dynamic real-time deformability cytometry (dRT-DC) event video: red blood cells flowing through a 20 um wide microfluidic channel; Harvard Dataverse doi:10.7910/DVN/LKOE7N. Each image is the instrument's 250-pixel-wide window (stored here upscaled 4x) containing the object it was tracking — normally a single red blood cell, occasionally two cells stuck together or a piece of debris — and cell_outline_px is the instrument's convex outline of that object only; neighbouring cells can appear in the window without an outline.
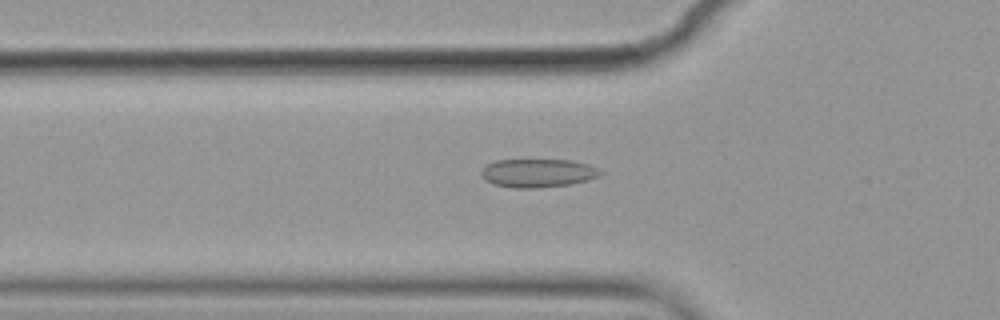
{"species": "common noctule bat (a hibernating species)", "species_latin": "Nyctalus noctula", "temperature_condition": "cold", "stored_images_in_passage": 55, "camera_frame_rate_fps": 3000, "um_per_image_px": 0.085, "animal": {"sex": "female", "body_mass_g": 19.9}, "frame": {"image": 1, "passage_image": 18, "time_ms": 5.667, "image_size_px": [1000, 320], "cell_outline_px": [[604, 172], [600, 176], [588, 180], [572, 184], [540, 188], [512, 188], [492, 184], [484, 180], [480, 176], [480, 172], [488, 164], [496, 160], [572, 160], [588, 164]], "centroid_in_image_um": [45.71, 14.72], "position_along_channel_um": 80.1, "area_um2": 20.0}}
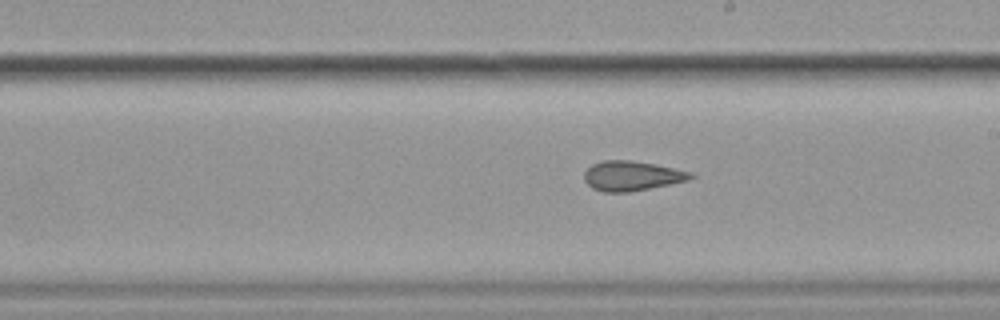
{"frame": {"image": 2, "passage_image": 31, "time_ms": 10.0, "image_size_px": [1000, 320], "cell_outline_px": [[696, 176], [688, 180], [628, 192], [604, 192], [592, 188], [584, 180], [584, 172], [592, 164], [604, 160], [632, 160], [692, 172]], "centroid_in_image_um": [53.67, 14.94], "position_along_channel_um": 235.3, "area_um2": 18.21}}
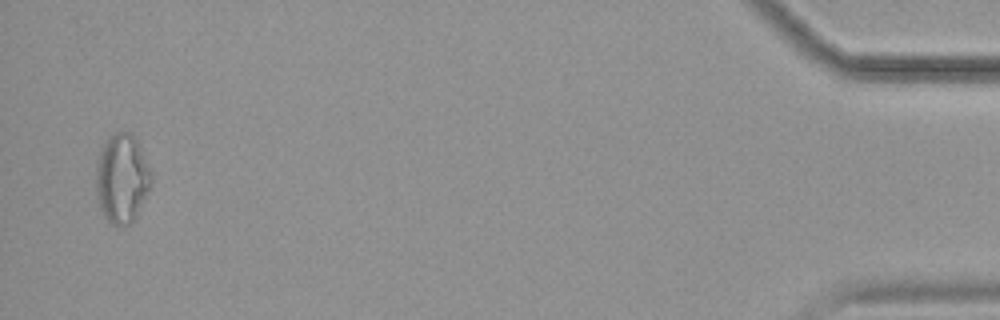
{"frame": {"image": 3, "passage_image": 54, "time_ms": 17.667, "image_size_px": [1000, 320], "cell_outline_px": [[152, 180], [132, 220], [124, 228], [120, 228], [112, 224], [104, 216], [96, 200], [96, 164], [104, 140], [116, 132], [132, 132], [136, 136], [152, 176]], "centroid_in_image_um": [10.32, 15.14], "position_along_channel_um": 424.9, "area_um2": 28.5}, "authors_computed_cell_mechanics": {"area_um2": 20.5768, "velocity_mm_per_s": 3.5764, "shape_relaxation_time_tau1_ms": null, "shape_relaxation_time_tau2_ms": 2.0179, "deformation_change_tau1": null, "deformation_change_tau2": 0.0884}}